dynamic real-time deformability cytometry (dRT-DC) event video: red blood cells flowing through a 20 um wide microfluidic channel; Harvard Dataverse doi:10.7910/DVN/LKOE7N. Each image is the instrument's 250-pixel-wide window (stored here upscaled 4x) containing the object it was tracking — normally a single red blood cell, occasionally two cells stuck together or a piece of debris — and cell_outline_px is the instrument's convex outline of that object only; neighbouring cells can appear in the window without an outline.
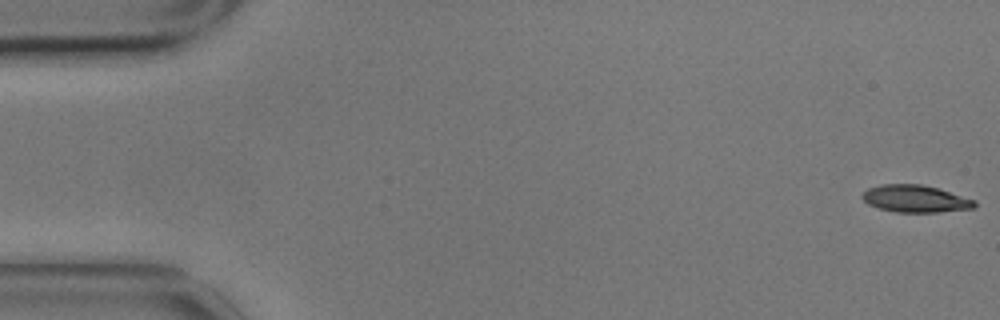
{"species": "common noctule bat (a hibernating species)", "species_latin": "Nyctalus noctula", "temperature_condition": "cold", "stored_images_in_passage": 58, "camera_frame_rate_fps": 3000, "um_per_image_px": 0.085, "animal": {"sex": "male", "body_mass_g": 17.9}, "frame": {"image": 1, "passage_image": 1, "time_ms": 0.0, "image_size_px": [1000, 320], "cell_outline_px": [[976, 208], [936, 212], [896, 212], [880, 208], [868, 204], [860, 196], [868, 188], [880, 184], [920, 184], [936, 188], [976, 200]], "centroid_in_image_um": [77.8, 16.89], "position_along_channel_um": 7.2, "area_um2": 17.69}}
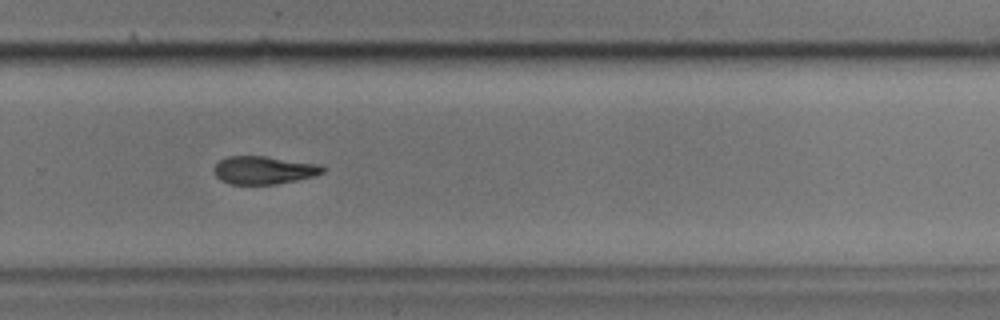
{"frame": {"image": 2, "passage_image": 39, "time_ms": 12.667, "image_size_px": [1000, 320], "cell_outline_px": [[324, 172], [312, 176], [296, 180], [276, 184], [228, 184], [220, 180], [216, 176], [212, 168], [220, 160], [228, 156], [268, 156], [324, 164]], "centroid_in_image_um": [22.43, 14.45], "position_along_channel_um": 307.4, "area_um2": 17.98}}
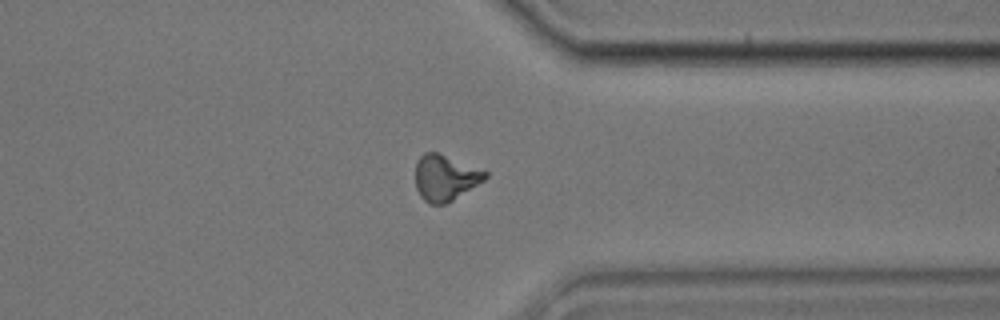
{"frame": {"image": 3, "passage_image": 45, "time_ms": 14.667, "image_size_px": [1000, 320], "cell_outline_px": [[488, 176], [484, 180], [452, 200], [444, 204], [428, 204], [420, 196], [416, 188], [416, 160], [424, 152], [436, 152], [488, 172]], "centroid_in_image_um": [37.8, 15.11], "position_along_channel_um": 373.6, "area_um2": 18.38}, "authors_computed_cell_mechanics": {"area_um2": 18.5827, "velocity_mm_per_s": 3.4811, "shape_relaxation_time_tau1_ms": 4.4787, "shape_relaxation_time_tau2_ms": null, "deformation_change_tau1": 0.1221, "deformation_change_tau2": null}}